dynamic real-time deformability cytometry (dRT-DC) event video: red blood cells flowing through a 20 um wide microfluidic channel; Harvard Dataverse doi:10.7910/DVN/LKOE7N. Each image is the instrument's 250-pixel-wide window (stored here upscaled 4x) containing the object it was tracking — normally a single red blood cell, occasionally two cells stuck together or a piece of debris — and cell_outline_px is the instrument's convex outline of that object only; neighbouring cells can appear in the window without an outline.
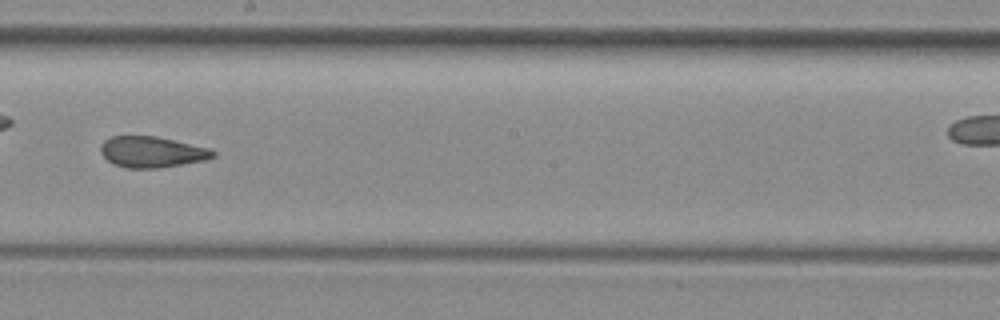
{"species": "common noctule bat (a hibernating species)", "species_latin": "Nyctalus noctula", "temperature_condition": "room temperature", "stored_images_in_passage": 46, "camera_frame_rate_fps": 3000, "um_per_image_px": 0.085, "animal": {"sex": "female", "body_mass_g": 29.2, "forearm_length_mm": 56.3}, "frame": {"image": 1, "passage_image": 27, "time_ms": 8.667, "image_size_px": [1000, 320], "cell_outline_px": [[216, 156], [204, 160], [160, 168], [124, 168], [112, 164], [100, 152], [100, 148], [104, 140], [112, 136], [156, 136], [212, 148], [216, 152]], "centroid_in_image_um": [12.93, 12.92], "position_along_channel_um": 235.3, "area_um2": 20.46}}
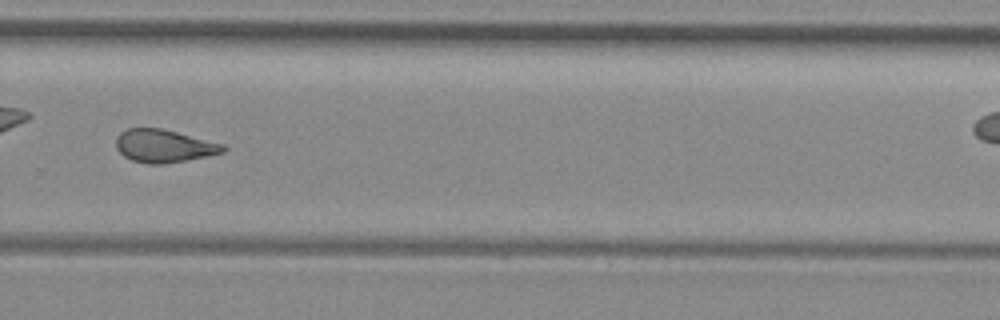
{"frame": {"image": 2, "passage_image": 33, "time_ms": 10.667, "image_size_px": [1000, 320], "cell_outline_px": [[228, 148], [224, 152], [208, 156], [188, 160], [164, 164], [148, 164], [132, 160], [124, 156], [116, 148], [116, 136], [120, 132], [128, 128], [160, 128], [224, 144]], "centroid_in_image_um": [13.93, 12.41], "position_along_channel_um": 315.9, "area_um2": 20.58}}